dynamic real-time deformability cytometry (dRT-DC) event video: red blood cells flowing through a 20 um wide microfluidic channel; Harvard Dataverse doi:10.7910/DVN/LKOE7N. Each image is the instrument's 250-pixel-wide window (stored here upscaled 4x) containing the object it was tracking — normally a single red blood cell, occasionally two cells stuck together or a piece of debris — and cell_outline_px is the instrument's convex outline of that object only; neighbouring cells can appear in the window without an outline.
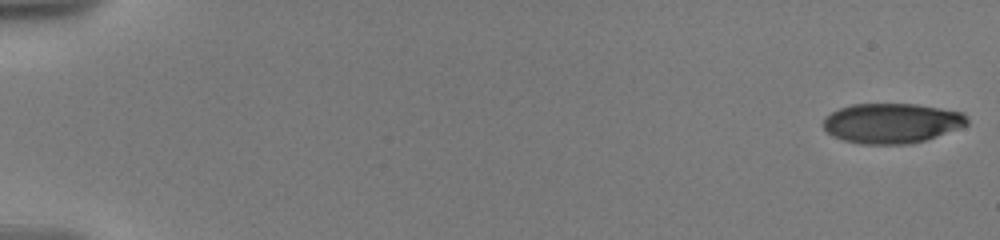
{"species": "human", "species_latin": "Homo sapiens", "temperature_condition": "warm", "stored_images_in_passage": 19, "camera_frame_rate_fps": 3000, "um_per_image_px": 0.085, "donor": {"sex": "male"}, "frame": {"image": 1, "passage_image": 1, "time_ms": 0.0, "image_size_px": [1000, 240], "cell_outline_px": [[968, 124], [936, 136], [924, 140], [908, 144], [860, 144], [844, 140], [832, 136], [824, 128], [824, 116], [840, 108], [852, 104], [916, 104], [964, 112], [968, 116]], "centroid_in_image_um": [75.79, 10.46], "position_along_channel_um": 9.2, "area_um2": 33.41}}
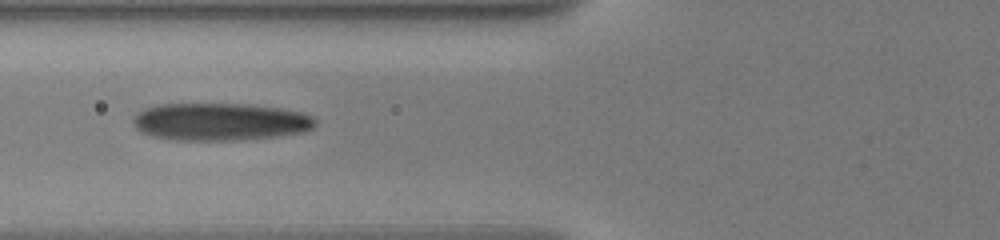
{"frame": {"image": 2, "passage_image": 16, "time_ms": 7.667, "image_size_px": [1000, 240], "cell_outline_px": [[316, 124], [312, 128], [304, 132], [276, 136], [240, 140], [168, 140], [152, 136], [140, 132], [136, 128], [132, 120], [132, 116], [136, 112], [144, 108], [160, 104], [248, 104], [280, 108], [304, 112], [312, 116], [316, 120]], "centroid_in_image_um": [18.68, 10.35], "position_along_channel_um": 107.1, "area_um2": 40.29}}
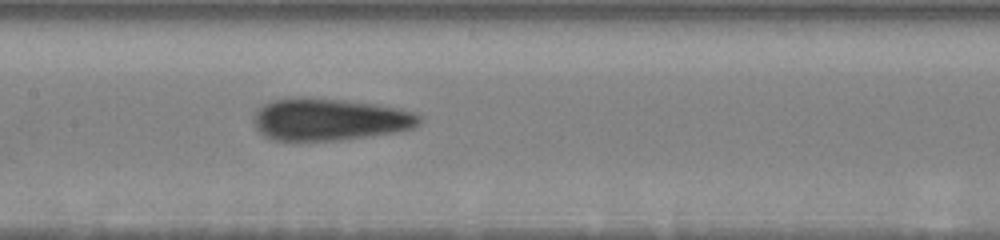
{"frame": {"image": 3, "passage_image": 19, "time_ms": 9.667, "image_size_px": [1000, 240], "cell_outline_px": [[420, 124], [412, 128], [392, 132], [336, 140], [272, 140], [264, 136], [252, 124], [252, 116], [256, 108], [272, 100], [300, 96], [344, 100], [376, 104], [400, 108], [416, 112], [420, 116]], "centroid_in_image_um": [27.94, 10.13], "position_along_channel_um": 179.5, "area_um2": 40.86}}